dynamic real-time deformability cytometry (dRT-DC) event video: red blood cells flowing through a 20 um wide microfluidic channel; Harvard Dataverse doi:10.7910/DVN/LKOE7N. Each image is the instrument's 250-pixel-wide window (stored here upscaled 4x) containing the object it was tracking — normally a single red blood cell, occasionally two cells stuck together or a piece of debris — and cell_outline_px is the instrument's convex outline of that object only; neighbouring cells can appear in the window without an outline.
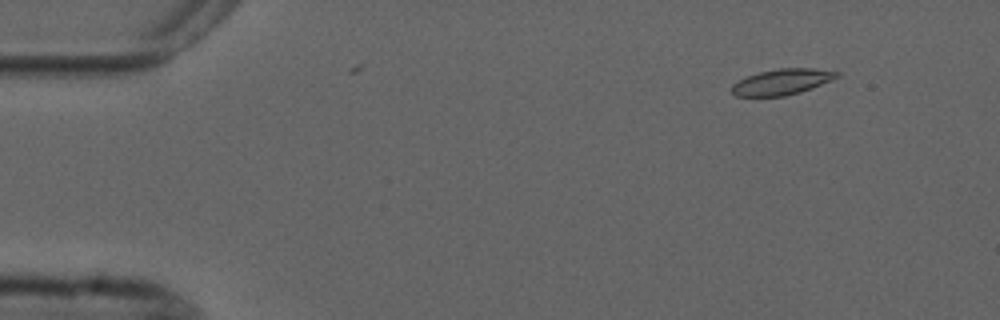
{"species": "common noctule bat (a hibernating species)", "species_latin": "Nyctalus noctula", "temperature_condition": "cold", "stored_images_in_passage": 4, "camera_frame_rate_fps": 3000, "um_per_image_px": 0.085, "animal": {"sex": "male", "forearm_length_mm": 52.5}, "frame": {"image": 1, "passage_image": 2, "time_ms": 1.0, "image_size_px": [1000, 320], "cell_outline_px": [[840, 76], [832, 80], [812, 88], [800, 92], [784, 96], [736, 96], [732, 92], [732, 84], [748, 76], [760, 72], [780, 68], [816, 68], [840, 72]], "centroid_in_image_um": [66.51, 6.95], "position_along_channel_um": 18.5, "area_um2": 15.72}}
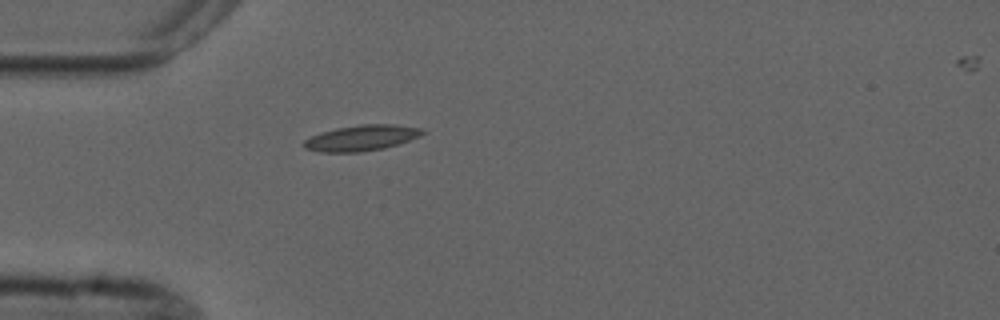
{"frame": {"image": 2, "passage_image": 4, "time_ms": 4.333, "image_size_px": [1000, 320], "cell_outline_px": [[428, 132], [420, 136], [400, 144], [384, 148], [360, 152], [320, 152], [304, 148], [300, 144], [304, 140], [320, 132], [336, 128], [360, 124], [396, 124], [424, 128]], "centroid_in_image_um": [30.76, 11.72], "position_along_channel_um": 54.2, "area_um2": 18.15}}